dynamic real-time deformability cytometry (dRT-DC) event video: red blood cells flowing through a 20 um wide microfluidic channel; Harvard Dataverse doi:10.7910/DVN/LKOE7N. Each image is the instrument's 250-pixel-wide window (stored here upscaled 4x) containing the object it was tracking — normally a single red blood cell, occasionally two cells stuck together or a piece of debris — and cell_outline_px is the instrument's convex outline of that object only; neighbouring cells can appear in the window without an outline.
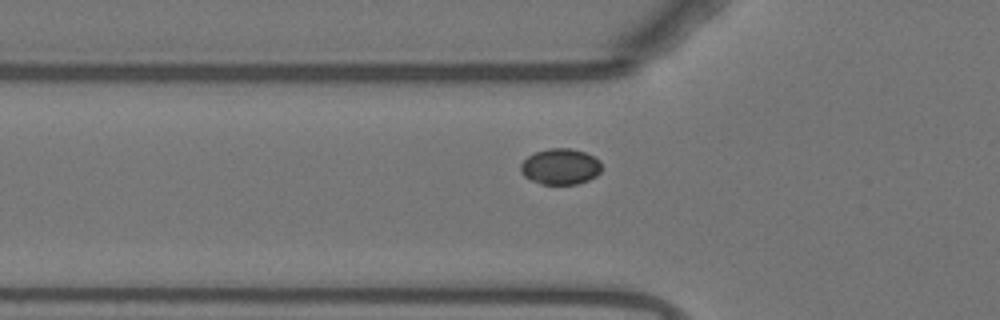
{"species": "Egyptian fruit bat (a non-hibernating species)", "species_latin": "Rousettus aegyptiacus", "temperature_condition": "warm", "stored_images_in_passage": 35, "camera_frame_rate_fps": 3000, "um_per_image_px": 0.085, "animal": {"sex": "female"}, "frame": {"image": 1, "passage_image": 2, "time_ms": 0.333, "image_size_px": [1000, 320], "cell_outline_px": [[600, 172], [596, 176], [588, 180], [576, 184], [540, 184], [524, 176], [520, 168], [520, 164], [528, 156], [536, 152], [548, 148], [568, 148], [584, 152], [600, 160]], "centroid_in_image_um": [47.62, 14.16], "position_along_channel_um": 78.2, "area_um2": 16.82}}
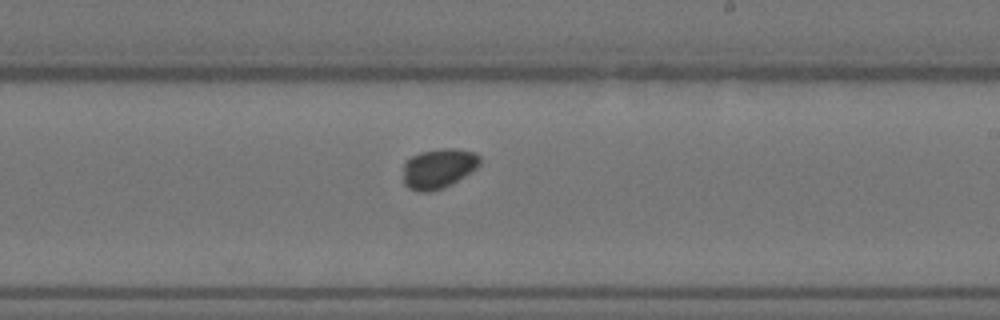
{"frame": {"image": 2, "passage_image": 16, "time_ms": 5.0, "image_size_px": [1000, 320], "cell_outline_px": [[480, 164], [472, 172], [440, 188], [428, 192], [420, 192], [408, 188], [404, 184], [404, 164], [412, 156], [420, 152], [440, 148], [456, 148], [476, 152], [480, 156]], "centroid_in_image_um": [37.28, 14.29], "position_along_channel_um": 251.7, "area_um2": 17.69}}
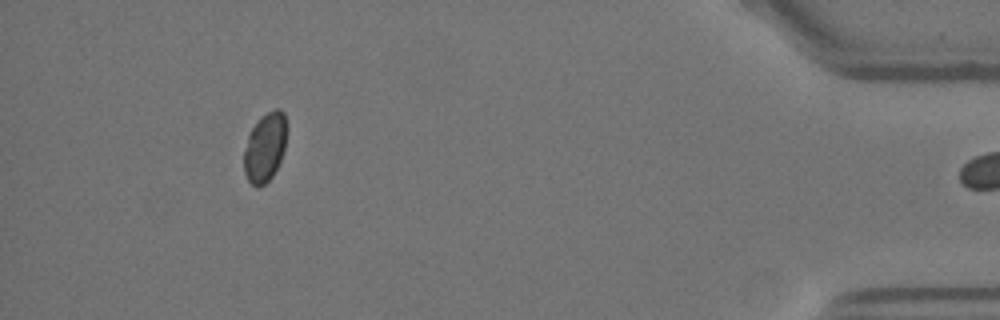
{"frame": {"image": 3, "passage_image": 34, "time_ms": 11.0, "image_size_px": [1000, 320], "cell_outline_px": [[288, 128], [284, 148], [280, 160], [272, 176], [264, 184], [256, 188], [248, 180], [244, 172], [244, 152], [248, 136], [252, 128], [268, 112], [276, 108], [280, 108], [284, 112]], "centroid_in_image_um": [22.55, 12.52], "position_along_channel_um": 412.7, "area_um2": 17.05}}